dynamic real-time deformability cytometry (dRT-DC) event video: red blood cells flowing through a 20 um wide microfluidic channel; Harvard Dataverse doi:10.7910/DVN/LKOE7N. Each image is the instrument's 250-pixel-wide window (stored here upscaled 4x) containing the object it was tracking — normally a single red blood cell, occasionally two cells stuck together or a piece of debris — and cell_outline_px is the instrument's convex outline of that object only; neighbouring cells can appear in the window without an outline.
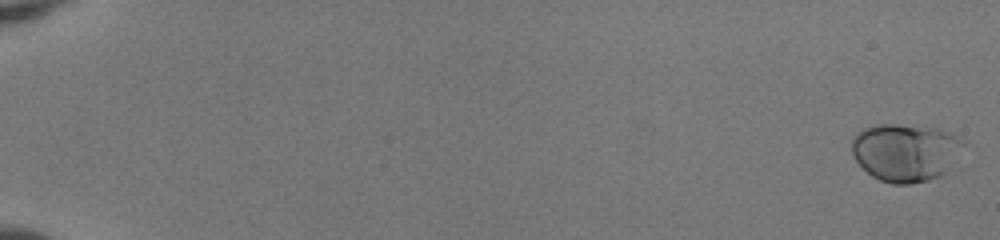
{"species": "human", "species_latin": "Homo sapiens", "temperature_condition": "room temperature", "stored_images_in_passage": 54, "camera_frame_rate_fps": 3000, "um_per_image_px": 0.085, "donor": {"sex": "female"}, "frame": {"image": 1, "passage_image": 1, "time_ms": 0.0, "image_size_px": [1000, 240], "cell_outline_px": [[968, 140], [944, 172], [940, 176], [928, 180], [908, 184], [892, 184], [880, 180], [872, 176], [852, 156], [852, 140], [856, 132], [864, 128], [880, 124], [896, 124], [940, 128], [960, 136]], "centroid_in_image_um": [76.97, 12.92], "position_along_channel_um": 8.0, "area_um2": 37.69}}
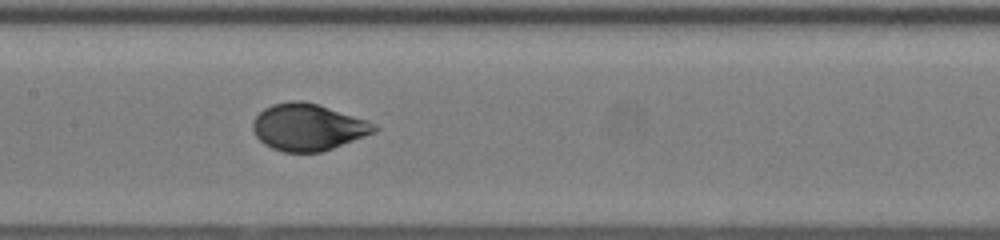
{"frame": {"image": 2, "passage_image": 30, "time_ms": 9.667, "image_size_px": [1000, 240], "cell_outline_px": [[380, 128], [376, 132], [324, 152], [284, 152], [272, 148], [264, 144], [256, 136], [252, 128], [252, 120], [264, 108], [272, 104], [288, 100], [300, 100], [316, 104], [368, 120], [376, 124]], "centroid_in_image_um": [26.19, 10.81], "position_along_channel_um": 181.2, "area_um2": 33.35}}
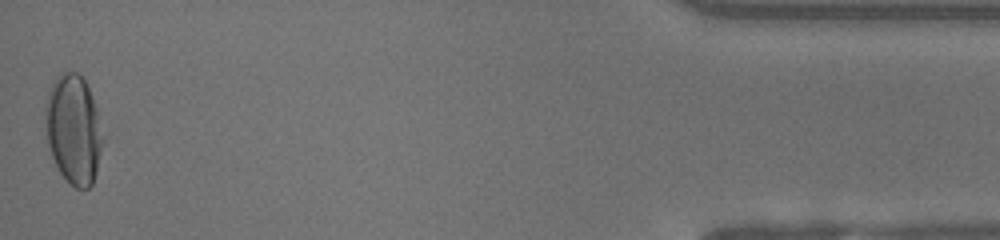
{"frame": {"image": 3, "passage_image": 54, "time_ms": 17.667, "image_size_px": [1000, 240], "cell_outline_px": [[108, 136], [92, 184], [88, 188], [76, 188], [60, 172], [52, 156], [48, 144], [44, 108], [44, 104], [48, 92], [56, 76], [60, 72], [80, 72], [92, 96]], "centroid_in_image_um": [6.31, 10.97], "position_along_channel_um": 428.9, "area_um2": 37.51}, "authors_computed_cell_mechanics": {"area_um2": 33.9286, "velocity_mm_per_s": 3.9917, "shape_relaxation_time_tau1_ms": 3.5176, "shape_relaxation_time_tau2_ms": null, "deformation_change_tau1": 0.1716, "deformation_change_tau2": null}}